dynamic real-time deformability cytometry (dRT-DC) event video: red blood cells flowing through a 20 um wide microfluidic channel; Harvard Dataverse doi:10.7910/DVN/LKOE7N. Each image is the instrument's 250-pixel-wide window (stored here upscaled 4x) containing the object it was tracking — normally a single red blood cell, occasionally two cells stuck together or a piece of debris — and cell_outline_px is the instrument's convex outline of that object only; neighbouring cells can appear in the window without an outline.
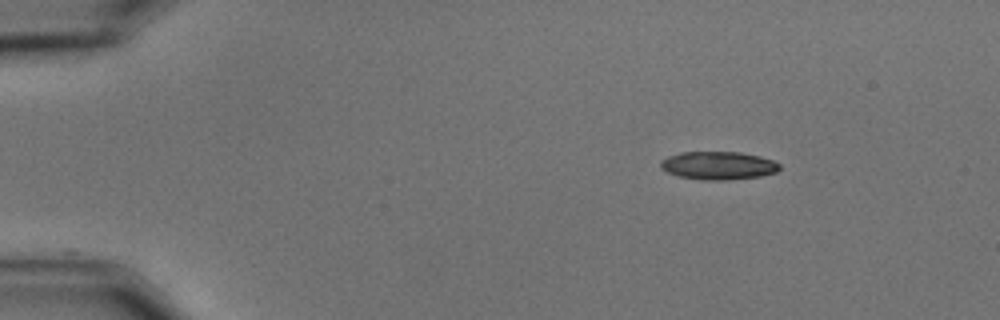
{"species": "common noctule bat (a hibernating species)", "species_latin": "Nyctalus noctula", "temperature_condition": "cold", "stored_images_in_passage": 10, "camera_frame_rate_fps": 3000, "um_per_image_px": 0.085, "animal": {"sex": "male", "body_mass_g": 15.6}, "frame": {"image": 1, "passage_image": 1, "time_ms": 0.0, "image_size_px": [1000, 320], "cell_outline_px": [[780, 168], [776, 172], [760, 176], [728, 180], [704, 180], [680, 176], [668, 172], [660, 168], [660, 160], [668, 156], [680, 152], [740, 152], [760, 156], [772, 160], [780, 164]], "centroid_in_image_um": [61.05, 14.06], "position_along_channel_um": 24.0, "area_um2": 19.48}}